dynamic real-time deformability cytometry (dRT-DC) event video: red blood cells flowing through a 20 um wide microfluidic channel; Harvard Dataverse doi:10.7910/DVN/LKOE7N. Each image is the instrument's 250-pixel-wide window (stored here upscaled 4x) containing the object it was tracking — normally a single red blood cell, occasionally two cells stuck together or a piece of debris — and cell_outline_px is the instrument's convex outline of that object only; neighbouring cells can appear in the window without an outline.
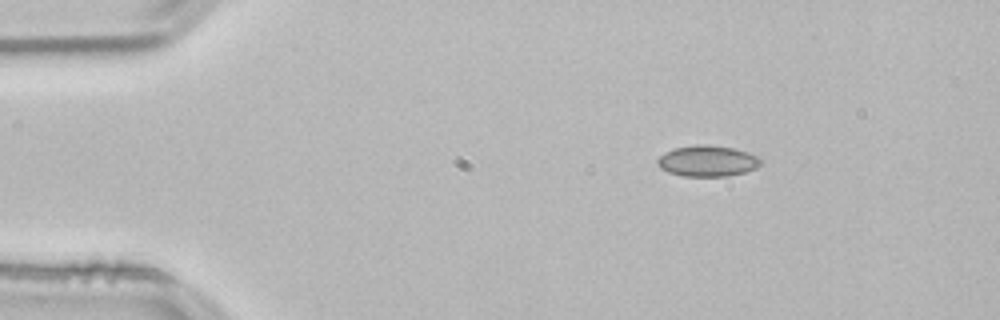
{"species": "common noctule bat (a hibernating species)", "species_latin": "Nyctalus noctula", "temperature_condition": "room temperature", "stored_images_in_passage": 46, "camera_frame_rate_fps": 3000, "um_per_image_px": 0.085, "animal": {"sex": "male", "body_mass_g": 21.5, "forearm_length_mm": 52.0}, "frame": {"image": 1, "passage_image": 1, "time_ms": 0.0, "image_size_px": [1000, 320], "cell_outline_px": [[760, 164], [756, 168], [744, 172], [728, 176], [684, 176], [668, 172], [660, 168], [656, 164], [656, 160], [664, 152], [676, 148], [696, 144], [704, 144], [732, 148], [748, 152], [756, 156], [760, 160]], "centroid_in_image_um": [60.09, 13.68], "position_along_channel_um": 24.9, "area_um2": 18.55}}
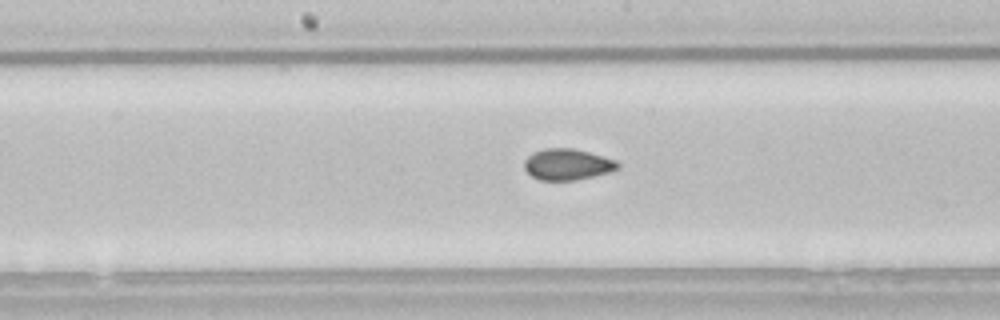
{"frame": {"image": 2, "passage_image": 20, "time_ms": 6.333, "image_size_px": [1000, 320], "cell_outline_px": [[620, 168], [608, 172], [592, 176], [572, 180], [540, 180], [532, 176], [524, 168], [524, 160], [532, 152], [544, 148], [572, 148], [604, 156], [616, 160], [620, 164]], "centroid_in_image_um": [48.22, 13.96], "position_along_channel_um": 200.0, "area_um2": 16.94}}
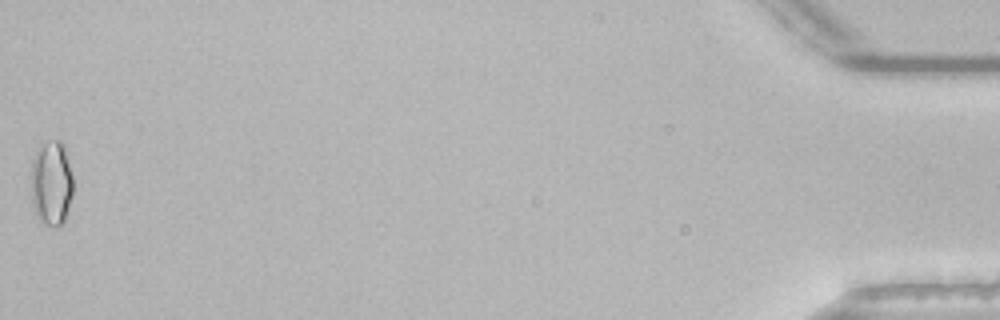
{"frame": {"image": 3, "passage_image": 46, "time_ms": 15.0, "image_size_px": [1000, 320], "cell_outline_px": [[72, 196], [64, 220], [60, 224], [44, 224], [40, 220], [36, 212], [32, 196], [32, 160], [36, 148], [52, 140], [60, 140], [64, 144], [72, 176]], "centroid_in_image_um": [4.38, 15.5], "position_along_channel_um": 430.8, "area_um2": 20.35}, "authors_computed_cell_mechanics": {"area_um2": 17.1377, "velocity_mm_per_s": 3.8238, "shape_relaxation_time_tau1_ms": null, "shape_relaxation_time_tau2_ms": 2.7392, "deformation_change_tau1": null, "deformation_change_tau2": 0.0409}}